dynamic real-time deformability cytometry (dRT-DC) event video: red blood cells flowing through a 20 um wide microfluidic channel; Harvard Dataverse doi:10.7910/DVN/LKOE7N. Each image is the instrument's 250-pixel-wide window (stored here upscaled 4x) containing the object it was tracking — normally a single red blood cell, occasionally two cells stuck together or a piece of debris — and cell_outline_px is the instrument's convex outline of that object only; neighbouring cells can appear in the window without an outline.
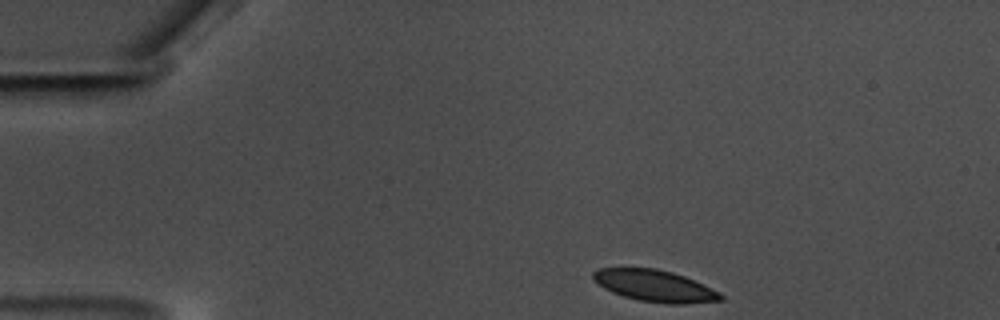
{"species": "common noctule bat (a hibernating species)", "species_latin": "Nyctalus noctula", "temperature_condition": "warm", "stored_images_in_passage": 41, "camera_frame_rate_fps": 3000, "um_per_image_px": 0.085, "animal": {"sex": "male", "body_mass_g": 17.5, "forearm_length_mm": 52.3}, "frame": {"image": 1, "passage_image": 1, "time_ms": 0.0, "image_size_px": [1000, 320], "cell_outline_px": [[724, 300], [684, 304], [668, 304], [640, 300], [624, 296], [612, 292], [604, 288], [592, 280], [592, 272], [600, 268], [656, 268], [672, 272], [684, 276], [720, 292], [724, 296]], "centroid_in_image_um": [55.65, 24.29], "position_along_channel_um": 29.3, "area_um2": 23.47}}
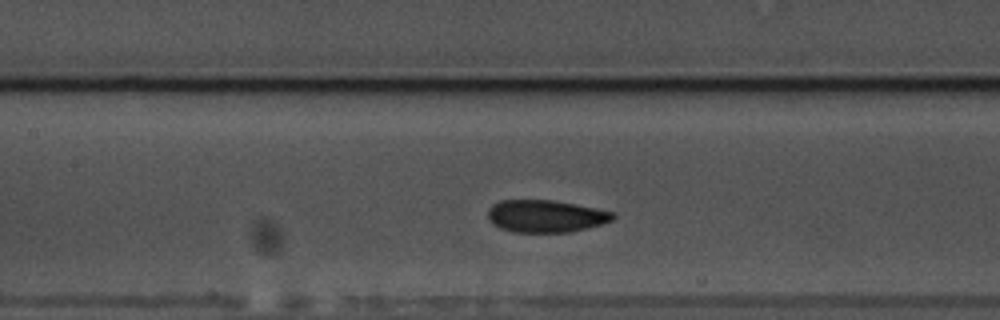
{"frame": {"image": 2, "passage_image": 18, "time_ms": 5.667, "image_size_px": [1000, 320], "cell_outline_px": [[616, 216], [612, 220], [588, 228], [572, 232], [512, 232], [500, 228], [492, 224], [488, 220], [488, 208], [492, 204], [500, 200], [552, 200], [576, 204], [616, 212]], "centroid_in_image_um": [46.37, 18.37], "position_along_channel_um": 161.0, "area_um2": 23.81}}
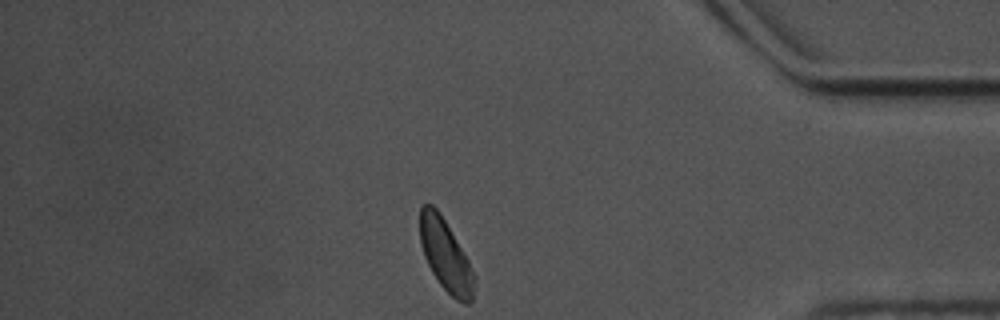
{"frame": {"image": 3, "passage_image": 41, "time_ms": 13.333, "image_size_px": [1000, 320], "cell_outline_px": [[476, 276], [472, 300], [468, 304], [464, 304], [456, 300], [440, 284], [432, 272], [424, 256], [420, 244], [420, 208], [424, 204], [432, 204], [440, 212], [468, 260]], "centroid_in_image_um": [37.88, 21.72], "position_along_channel_um": 397.3, "area_um2": 22.6}, "authors_computed_cell_mechanics": {"area_um2": 23.8136, "velocity_mm_per_s": 3.4695, "shape_relaxation_time_tau1_ms": 3.1031, "shape_relaxation_time_tau2_ms": null, "deformation_change_tau1": 0.0727, "deformation_change_tau2": null}}